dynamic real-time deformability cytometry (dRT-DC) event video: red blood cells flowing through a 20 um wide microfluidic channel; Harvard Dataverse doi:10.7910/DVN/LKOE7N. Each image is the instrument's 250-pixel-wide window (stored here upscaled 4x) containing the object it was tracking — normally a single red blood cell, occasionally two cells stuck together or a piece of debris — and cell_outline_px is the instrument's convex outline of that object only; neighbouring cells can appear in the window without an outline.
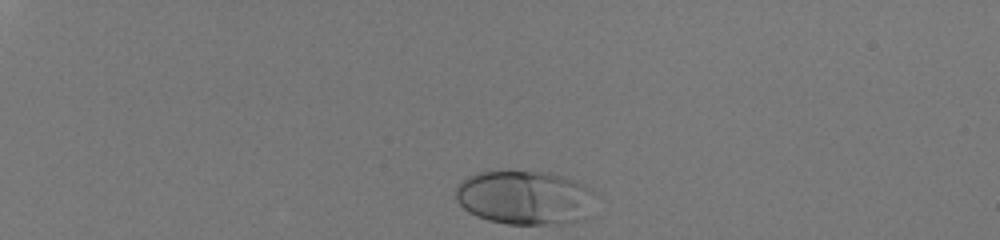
{"species": "human", "species_latin": "Homo sapiens", "temperature_condition": "room temperature", "stored_images_in_passage": 35, "camera_frame_rate_fps": 3000, "um_per_image_px": 0.085, "donor": {"sex": "male"}, "frame": {"image": 1, "passage_image": 1, "time_ms": 0.0, "image_size_px": [1000, 240], "cell_outline_px": [[592, 192], [576, 220], [572, 224], [508, 224], [488, 220], [476, 216], [468, 212], [456, 200], [456, 188], [460, 180], [476, 172], [548, 172], [576, 180], [584, 184]], "centroid_in_image_um": [44.44, 16.78], "position_along_channel_um": 40.6, "area_um2": 42.89}}
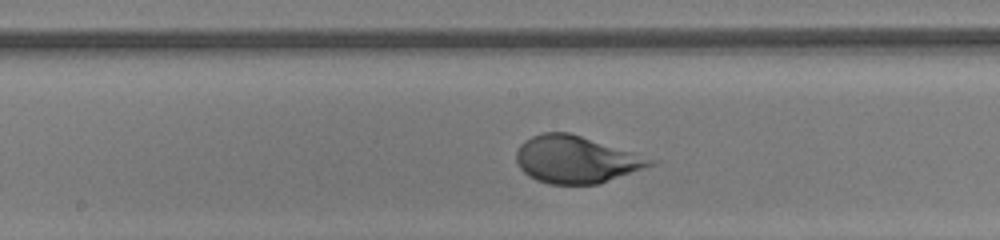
{"frame": {"image": 2, "passage_image": 20, "time_ms": 6.333, "image_size_px": [1000, 240], "cell_outline_px": [[656, 164], [600, 184], [548, 184], [536, 180], [528, 176], [520, 168], [516, 160], [516, 152], [520, 144], [524, 140], [540, 132], [568, 132], [632, 152], [656, 160]], "centroid_in_image_um": [48.93, 13.57], "position_along_channel_um": 199.3, "area_um2": 36.76}}
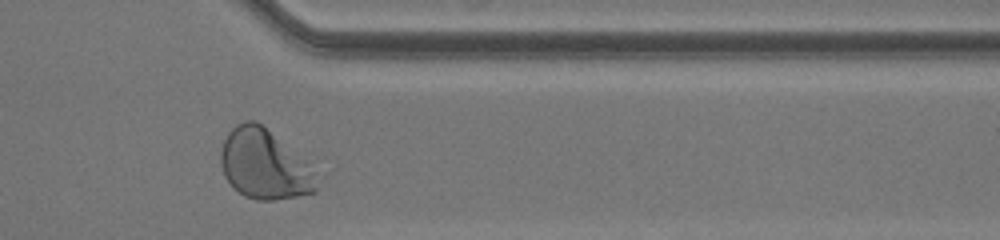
{"frame": {"image": 3, "passage_image": 34, "time_ms": 11.0, "image_size_px": [1000, 240], "cell_outline_px": [[316, 192], [296, 196], [272, 200], [256, 200], [244, 196], [224, 176], [220, 164], [220, 152], [224, 140], [228, 132], [236, 124], [244, 120], [256, 120], [304, 160], [312, 172], [316, 188]], "centroid_in_image_um": [22.39, 13.97], "position_along_channel_um": 389.0, "area_um2": 38.09}, "authors_computed_cell_mechanics": {"area_um2": 37.7434, "velocity_mm_per_s": 4.0565, "shape_relaxation_time_tau1_ms": 3.0838, "shape_relaxation_time_tau2_ms": null, "deformation_change_tau1": 0.2008, "deformation_change_tau2": null}}